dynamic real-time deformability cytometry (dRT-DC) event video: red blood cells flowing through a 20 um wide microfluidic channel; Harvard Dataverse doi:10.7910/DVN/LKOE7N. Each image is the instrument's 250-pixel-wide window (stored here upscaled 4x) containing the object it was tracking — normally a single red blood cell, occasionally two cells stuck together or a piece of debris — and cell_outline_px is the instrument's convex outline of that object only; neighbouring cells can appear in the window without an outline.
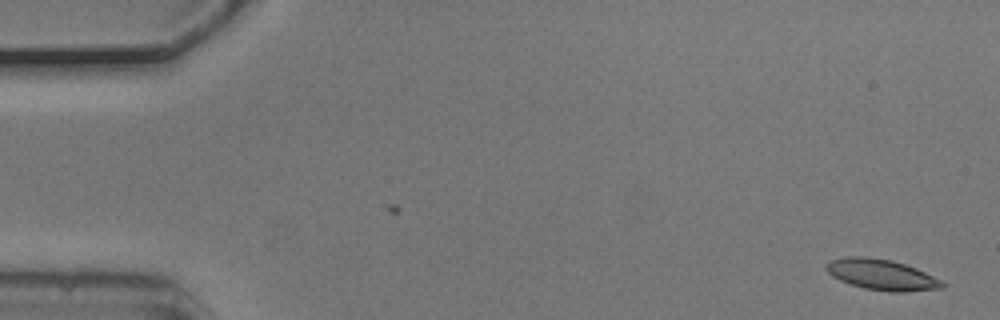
{"species": "common noctule bat (a hibernating species)", "species_latin": "Nyctalus noctula", "temperature_condition": "cold", "stored_images_in_passage": 51, "camera_frame_rate_fps": 3000, "um_per_image_px": 0.085, "animal": {"sex": "male", "body_mass_g": 20.5, "forearm_length_mm": 52.5}, "frame": {"image": 1, "passage_image": 1, "time_ms": 0.0, "image_size_px": [1000, 320], "cell_outline_px": [[944, 288], [904, 292], [888, 292], [864, 288], [840, 280], [832, 276], [824, 268], [824, 264], [832, 260], [848, 256], [864, 256], [892, 260], [916, 268], [940, 280], [944, 284]], "centroid_in_image_um": [74.91, 23.34], "position_along_channel_um": 10.1, "area_um2": 20.69}}
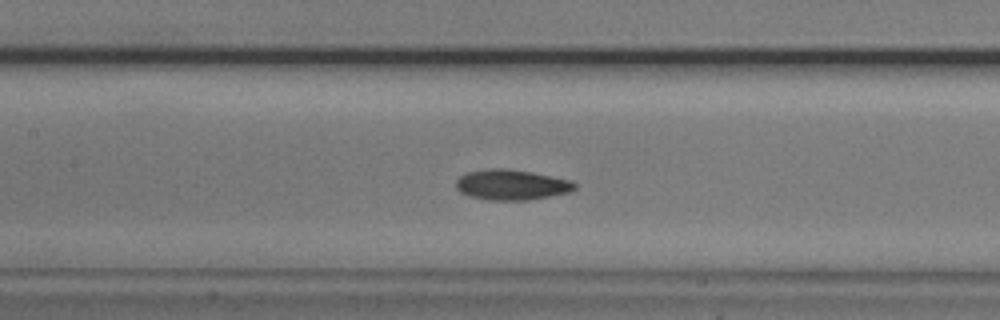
{"frame": {"image": 2, "passage_image": 24, "time_ms": 7.667, "image_size_px": [1000, 320], "cell_outline_px": [[576, 188], [568, 192], [528, 200], [488, 200], [468, 196], [460, 192], [456, 188], [456, 180], [460, 176], [468, 172], [492, 168], [508, 168], [532, 172], [572, 180], [576, 184]], "centroid_in_image_um": [43.46, 15.7], "position_along_channel_um": 163.9, "area_um2": 21.04}}
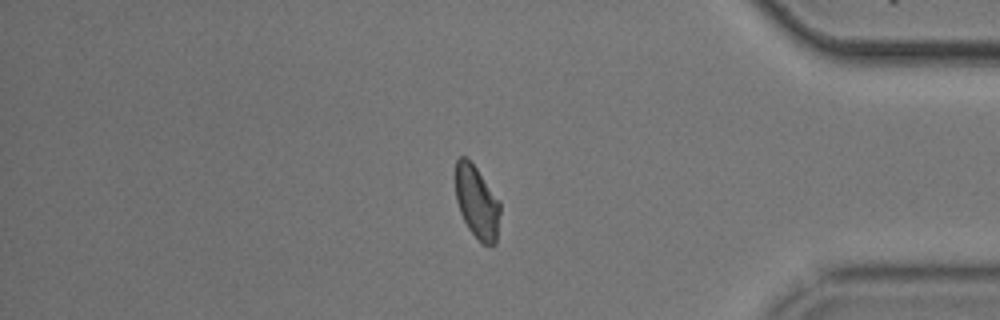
{"frame": {"image": 3, "passage_image": 45, "time_ms": 14.667, "image_size_px": [1000, 320], "cell_outline_px": [[500, 212], [496, 244], [492, 248], [480, 244], [468, 228], [460, 212], [456, 200], [452, 176], [456, 160], [460, 156], [464, 156], [476, 168], [500, 200]], "centroid_in_image_um": [40.5, 17.2], "position_along_channel_um": 394.7, "area_um2": 19.71}, "authors_computed_cell_mechanics": {"area_um2": 20.23, "velocity_mm_per_s": 3.6943, "shape_relaxation_time_tau1_ms": 4.9628, "shape_relaxation_time_tau2_ms": 2.8384, "deformation_change_tau1": 0.1286, "deformation_change_tau2": 0.0738}}